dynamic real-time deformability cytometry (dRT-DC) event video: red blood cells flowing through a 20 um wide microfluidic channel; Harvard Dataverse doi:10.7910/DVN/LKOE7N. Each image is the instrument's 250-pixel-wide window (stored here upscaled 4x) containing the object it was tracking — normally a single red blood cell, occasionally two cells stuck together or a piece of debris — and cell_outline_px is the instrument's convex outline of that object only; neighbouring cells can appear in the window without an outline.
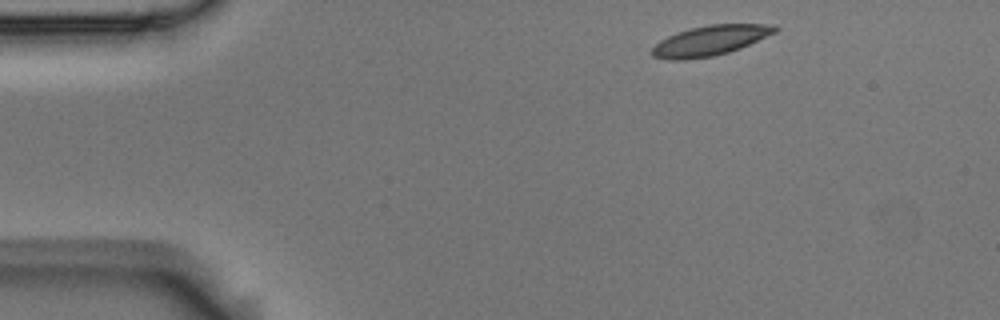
{"species": "Egyptian fruit bat (a non-hibernating species)", "species_latin": "Rousettus aegyptiacus", "temperature_condition": "room temperature", "stored_images_in_passage": 4, "camera_frame_rate_fps": 3000, "um_per_image_px": 0.085, "animal": {"sex": "male"}, "frame": {"image": 1, "passage_image": 1, "time_ms": 0.0, "image_size_px": [1000, 320], "cell_outline_px": [[780, 28], [776, 32], [740, 48], [728, 52], [712, 56], [684, 60], [668, 60], [652, 56], [648, 52], [660, 40], [676, 32], [708, 24], [776, 24]], "centroid_in_image_um": [60.34, 3.44], "position_along_channel_um": 24.7, "area_um2": 21.62}}
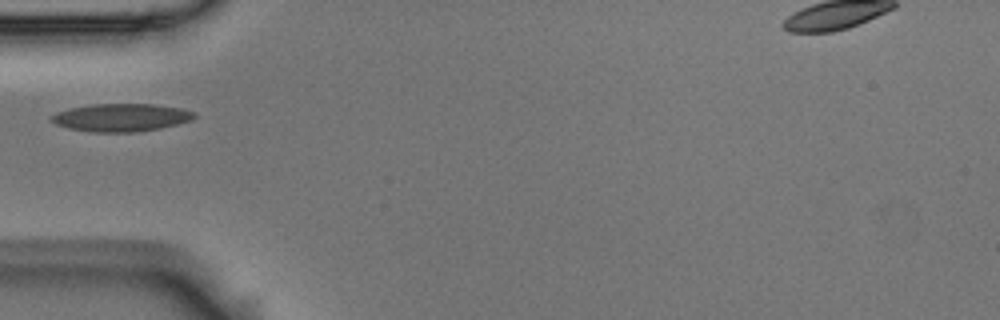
{"frame": {"image": 2, "passage_image": 4, "time_ms": 1.0, "image_size_px": [1000, 320], "cell_outline_px": [[196, 116], [192, 120], [160, 128], [136, 132], [92, 132], [68, 128], [56, 124], [52, 120], [52, 116], [56, 112], [68, 108], [92, 104], [152, 104], [184, 108], [196, 112]], "centroid_in_image_um": [10.33, 9.98], "position_along_channel_um": 74.7, "area_um2": 23.24}}